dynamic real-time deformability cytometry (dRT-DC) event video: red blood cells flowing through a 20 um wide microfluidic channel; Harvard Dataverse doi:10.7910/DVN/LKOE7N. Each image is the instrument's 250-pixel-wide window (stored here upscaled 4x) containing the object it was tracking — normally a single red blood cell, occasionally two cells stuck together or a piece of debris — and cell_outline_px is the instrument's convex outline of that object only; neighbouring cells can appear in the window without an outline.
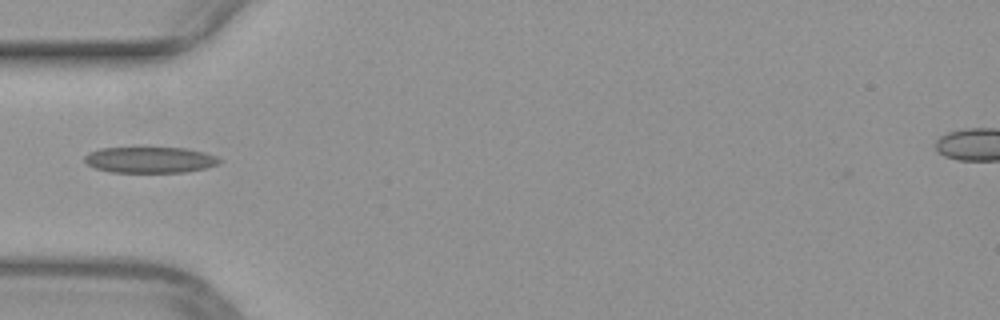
{"species": "common noctule bat (a hibernating species)", "species_latin": "Nyctalus noctula", "temperature_condition": "warm", "stored_images_in_passage": 9, "camera_frame_rate_fps": 3000, "um_per_image_px": 0.085, "animal": {"sex": "female", "body_mass_g": 29.2, "forearm_length_mm": 56.3}, "frame": {"image": 1, "passage_image": 1, "time_ms": 0.0, "image_size_px": [1000, 320], "cell_outline_px": [[220, 164], [188, 172], [108, 172], [96, 168], [88, 164], [84, 160], [84, 156], [88, 152], [100, 148], [140, 144], [148, 144], [188, 148], [204, 152], [216, 156], [220, 160]], "centroid_in_image_um": [12.71, 13.52], "position_along_channel_um": 72.3, "area_um2": 21.85}}
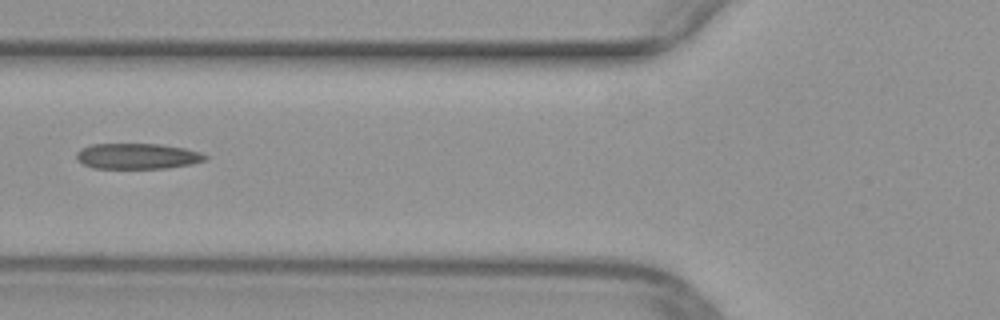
{"frame": {"image": 2, "passage_image": 4, "time_ms": 1.0, "image_size_px": [1000, 320], "cell_outline_px": [[208, 156], [204, 160], [192, 164], [168, 168], [96, 168], [84, 164], [76, 160], [76, 152], [80, 148], [92, 144], [160, 144], [184, 148], [200, 152]], "centroid_in_image_um": [11.66, 13.27], "position_along_channel_um": 114.1, "area_um2": 19.25}}